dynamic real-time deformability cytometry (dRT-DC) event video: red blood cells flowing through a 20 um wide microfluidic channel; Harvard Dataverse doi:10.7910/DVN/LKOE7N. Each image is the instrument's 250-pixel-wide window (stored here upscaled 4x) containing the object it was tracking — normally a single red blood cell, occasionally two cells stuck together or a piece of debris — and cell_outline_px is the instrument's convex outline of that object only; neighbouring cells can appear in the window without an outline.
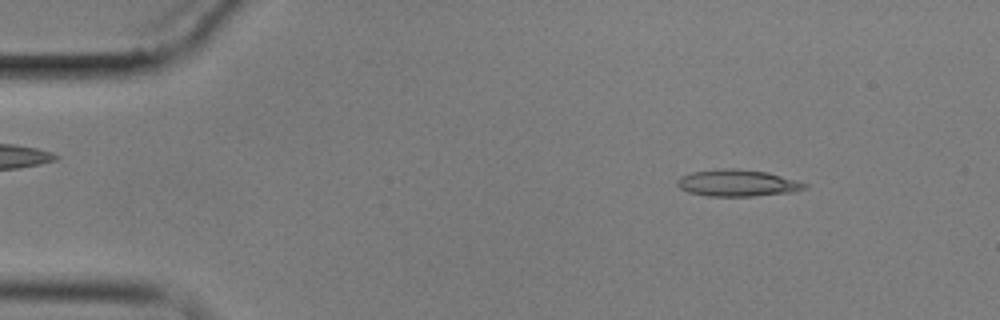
{"species": "common noctule bat (a hibernating species)", "species_latin": "Nyctalus noctula", "temperature_condition": "cold", "stored_images_in_passage": 4, "camera_frame_rate_fps": 3000, "um_per_image_px": 0.085, "animal": {"sex": "male", "body_mass_g": 17.9}, "frame": {"image": 1, "passage_image": 1, "time_ms": 0.0, "image_size_px": [1000, 320], "cell_outline_px": [[808, 188], [796, 192], [752, 196], [708, 196], [688, 192], [680, 188], [676, 184], [676, 180], [680, 176], [692, 172], [716, 168], [736, 168], [768, 172], [796, 180], [808, 184]], "centroid_in_image_um": [62.69, 15.55], "position_along_channel_um": 22.3, "area_um2": 20.17}}
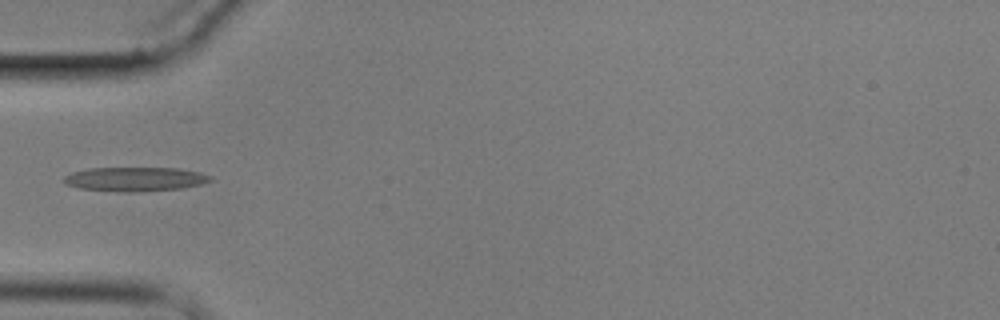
{"frame": {"image": 2, "passage_image": 4, "time_ms": 3.667, "image_size_px": [1000, 320], "cell_outline_px": [[212, 180], [200, 184], [180, 188], [124, 192], [80, 188], [64, 184], [64, 176], [72, 172], [88, 168], [180, 168], [200, 172], [212, 176]], "centroid_in_image_um": [11.47, 15.21], "position_along_channel_um": 73.5, "area_um2": 20.4}}